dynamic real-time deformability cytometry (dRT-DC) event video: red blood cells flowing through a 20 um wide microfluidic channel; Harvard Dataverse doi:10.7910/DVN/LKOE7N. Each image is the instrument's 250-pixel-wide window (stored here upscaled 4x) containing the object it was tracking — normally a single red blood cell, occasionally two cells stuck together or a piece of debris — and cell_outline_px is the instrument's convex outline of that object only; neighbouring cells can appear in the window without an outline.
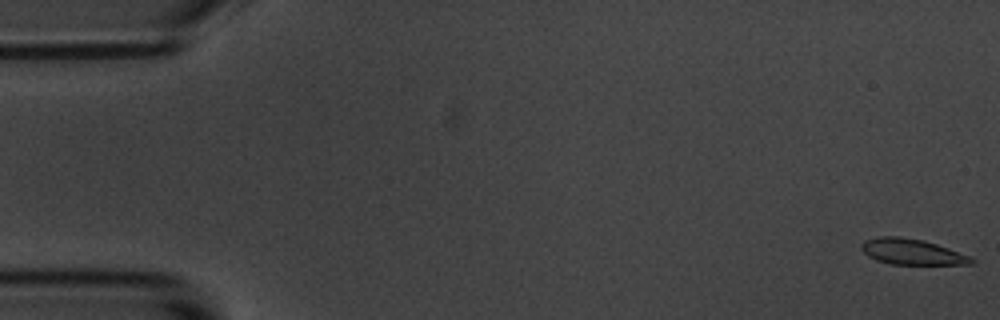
{"species": "common noctule bat (a hibernating species)", "species_latin": "Nyctalus noctula", "temperature_condition": "room temperature", "stored_images_in_passage": 5, "camera_frame_rate_fps": 3000, "um_per_image_px": 0.085, "animal": {"sex": "male", "body_mass_g": 20.1, "forearm_length_mm": 53.5}, "frame": {"image": 1, "passage_image": 1, "time_ms": 0.0, "image_size_px": [1000, 320], "cell_outline_px": [[976, 260], [972, 264], [892, 264], [876, 260], [868, 256], [860, 248], [860, 244], [864, 240], [880, 236], [900, 236], [924, 240], [972, 256]], "centroid_in_image_um": [77.51, 21.39], "position_along_channel_um": 7.5, "area_um2": 16.59}}
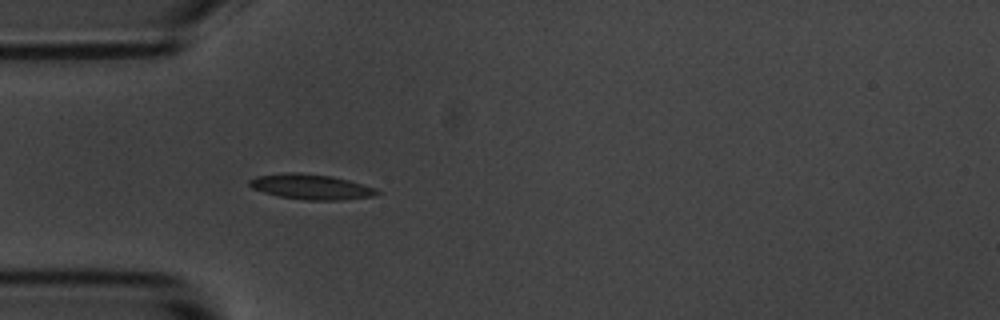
{"frame": {"image": 2, "passage_image": 5, "time_ms": 5.333, "image_size_px": [1000, 320], "cell_outline_px": [[380, 192], [372, 196], [340, 200], [304, 200], [276, 196], [252, 188], [248, 184], [248, 180], [256, 176], [284, 172], [292, 172], [332, 176], [348, 180], [376, 188]], "centroid_in_image_um": [26.38, 15.87], "position_along_channel_um": 58.6, "area_um2": 18.73}}